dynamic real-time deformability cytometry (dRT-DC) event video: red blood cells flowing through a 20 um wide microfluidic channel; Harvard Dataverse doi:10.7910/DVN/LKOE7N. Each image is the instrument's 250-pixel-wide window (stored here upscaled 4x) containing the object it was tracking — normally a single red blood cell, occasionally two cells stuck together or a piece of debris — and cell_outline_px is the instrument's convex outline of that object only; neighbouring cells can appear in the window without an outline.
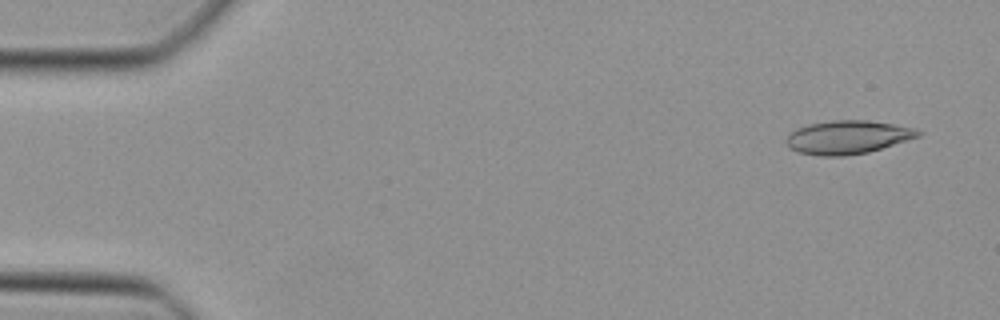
{"species": "Egyptian fruit bat (a non-hibernating species)", "species_latin": "Rousettus aegyptiacus", "temperature_condition": "cold", "stored_images_in_passage": 47, "camera_frame_rate_fps": 3000, "um_per_image_px": 0.085, "animal": {"sex": "female"}, "frame": {"image": 1, "passage_image": 3, "time_ms": 0.667, "image_size_px": [1000, 320], "cell_outline_px": [[924, 132], [920, 136], [868, 152], [844, 156], [816, 156], [800, 152], [792, 148], [784, 140], [796, 128], [808, 124], [832, 120], [868, 120], [916, 128]], "centroid_in_image_um": [72.07, 11.66], "position_along_channel_um": 12.9, "area_um2": 25.61}}
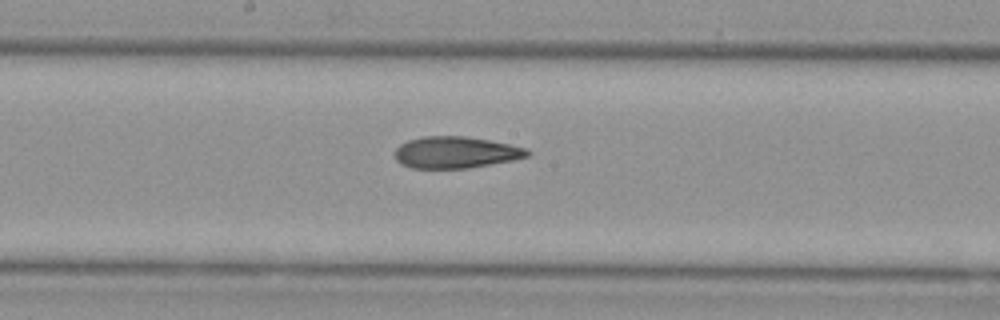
{"frame": {"image": 2, "passage_image": 25, "time_ms": 8.0, "image_size_px": [1000, 320], "cell_outline_px": [[532, 152], [528, 156], [512, 160], [468, 168], [412, 168], [400, 164], [396, 160], [396, 148], [400, 144], [408, 140], [424, 136], [464, 136], [488, 140], [528, 148]], "centroid_in_image_um": [38.73, 12.95], "position_along_channel_um": 209.5, "area_um2": 24.33}}
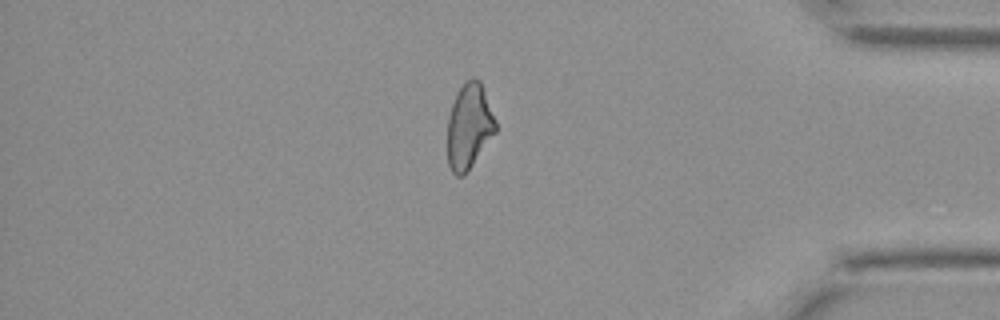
{"frame": {"image": 3, "passage_image": 40, "time_ms": 13.0, "image_size_px": [1000, 320], "cell_outline_px": [[496, 132], [464, 176], [456, 176], [452, 172], [448, 164], [448, 116], [456, 92], [472, 76], [480, 80], [496, 120]], "centroid_in_image_um": [39.87, 10.74], "position_along_channel_um": 395.3, "area_um2": 23.87}}